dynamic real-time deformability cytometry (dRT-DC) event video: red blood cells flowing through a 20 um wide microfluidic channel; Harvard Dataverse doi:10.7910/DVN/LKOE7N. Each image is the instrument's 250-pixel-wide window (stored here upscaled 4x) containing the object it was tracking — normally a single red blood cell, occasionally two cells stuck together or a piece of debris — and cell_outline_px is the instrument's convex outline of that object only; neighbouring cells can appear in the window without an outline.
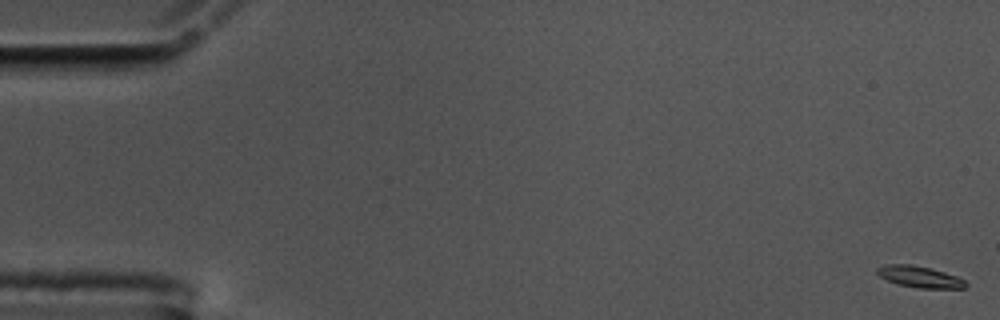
{"species": "common noctule bat (a hibernating species)", "species_latin": "Nyctalus noctula", "temperature_condition": "cold", "stored_images_in_passage": 57, "camera_frame_rate_fps": 3000, "um_per_image_px": 0.085, "animal": {"sex": "male", "body_mass_g": 17.5, "forearm_length_mm": 52.3}, "frame": {"image": 1, "passage_image": 1, "time_ms": 0.0, "image_size_px": [1000, 320], "cell_outline_px": [[968, 284], [964, 288], [920, 288], [896, 284], [880, 276], [876, 272], [876, 268], [884, 264], [912, 264], [932, 268], [956, 276], [964, 280]], "centroid_in_image_um": [78.15, 23.51], "position_along_channel_um": 6.9, "area_um2": 11.1}}
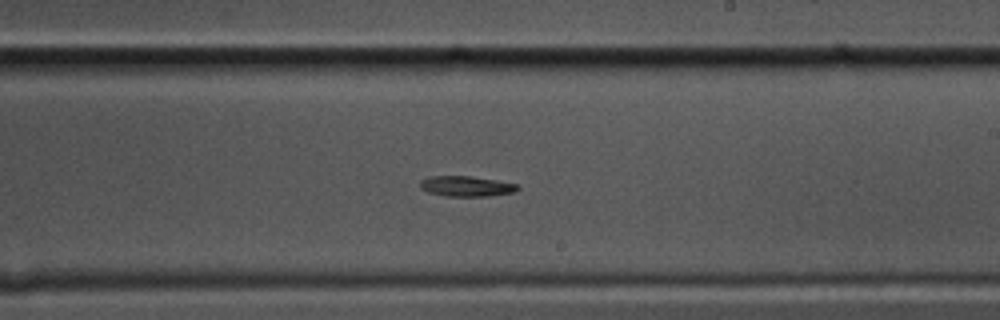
{"frame": {"image": 2, "passage_image": 34, "time_ms": 11.0, "image_size_px": [1000, 320], "cell_outline_px": [[520, 188], [512, 192], [488, 196], [448, 196], [428, 192], [420, 188], [420, 180], [428, 176], [468, 176], [496, 180], [516, 184]], "centroid_in_image_um": [39.59, 15.82], "position_along_channel_um": 249.4, "area_um2": 11.44}}
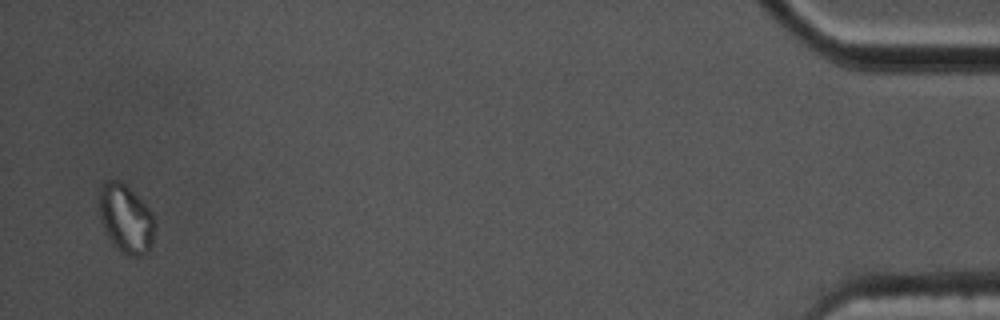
{"frame": {"image": 3, "passage_image": 56, "time_ms": 18.333, "image_size_px": [1000, 320], "cell_outline_px": [[156, 224], [152, 244], [148, 252], [140, 256], [128, 256], [120, 252], [112, 244], [100, 220], [100, 188], [104, 180], [120, 180], [152, 212], [156, 220]], "centroid_in_image_um": [10.72, 18.63], "position_along_channel_um": 424.5, "area_um2": 22.25}}